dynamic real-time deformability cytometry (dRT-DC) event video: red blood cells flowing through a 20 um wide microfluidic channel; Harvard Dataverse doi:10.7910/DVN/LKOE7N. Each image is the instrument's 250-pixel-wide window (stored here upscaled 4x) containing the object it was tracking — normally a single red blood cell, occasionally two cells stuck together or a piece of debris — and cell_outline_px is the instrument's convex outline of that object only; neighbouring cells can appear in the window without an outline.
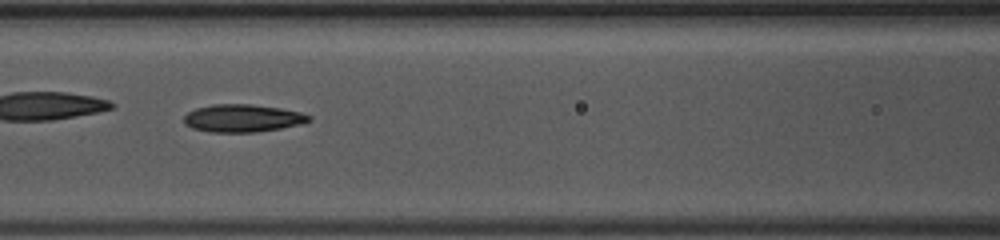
{"species": "common noctule bat (a hibernating species)", "species_latin": "Nyctalus noctula", "temperature_condition": "warm", "stored_images_in_passage": 44, "camera_frame_rate_fps": 3000, "um_per_image_px": 0.085, "animal": {"sex": "female", "body_mass_g": 10.0, "forearm_length_mm": 53.1}, "frame": {"image": 1, "passage_image": 19, "time_ms": 6.0, "image_size_px": [1000, 240], "cell_outline_px": [[312, 120], [300, 124], [280, 128], [256, 132], [212, 132], [192, 128], [184, 124], [184, 116], [188, 112], [196, 108], [212, 104], [252, 104], [280, 108], [300, 112], [312, 116]], "centroid_in_image_um": [20.62, 10.04], "position_along_channel_um": 146.0, "area_um2": 20.17}, "authors_computed_cell_mechanics": {"area_um2": 19.9121, "velocity_mm_per_s": 4.3559, "shape_relaxation_time_tau1_ms": 5.9636, "shape_relaxation_time_tau2_ms": 4.0368, "deformation_change_tau1": 0.1526, "deformation_change_tau2": 0.1342}}